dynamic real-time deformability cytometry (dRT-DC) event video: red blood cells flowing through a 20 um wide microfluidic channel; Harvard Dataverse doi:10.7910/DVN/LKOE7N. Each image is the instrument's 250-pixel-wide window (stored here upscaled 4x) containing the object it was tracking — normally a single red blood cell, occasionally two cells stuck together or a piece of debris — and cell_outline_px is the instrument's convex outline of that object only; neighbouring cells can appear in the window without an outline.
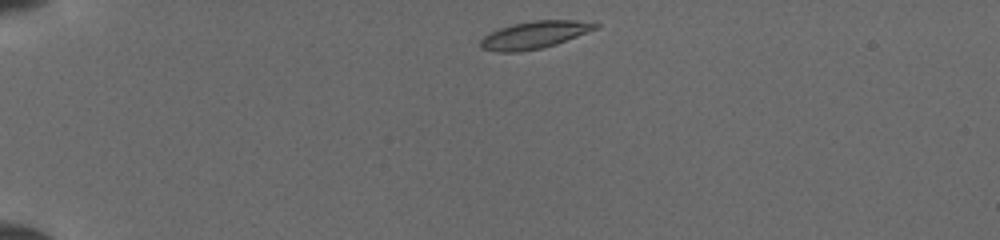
{"species": "common noctule bat (a hibernating species)", "species_latin": "Nyctalus noctula", "temperature_condition": "cold", "stored_images_in_passage": 28, "camera_frame_rate_fps": 3000, "um_per_image_px": 0.085, "animal": {"sex": "female", "body_mass_g": 19.5, "forearm_length_mm": 54.1}, "frame": {"image": 1, "passage_image": 1, "time_ms": 0.0, "image_size_px": [1000, 240], "cell_outline_px": [[600, 28], [556, 44], [540, 48], [516, 52], [500, 52], [480, 48], [480, 40], [488, 32], [512, 24], [532, 20], [576, 20], [600, 24]], "centroid_in_image_um": [45.43, 2.95], "position_along_channel_um": 39.6, "area_um2": 18.38}}
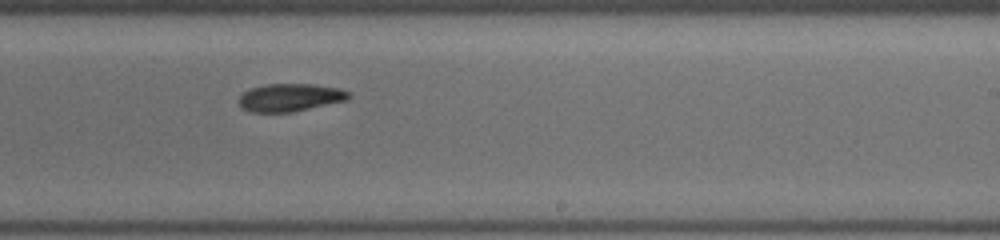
{"frame": {"image": 2, "passage_image": 13, "time_ms": 7.0, "image_size_px": [1000, 240], "cell_outline_px": [[352, 96], [344, 100], [292, 112], [252, 112], [244, 108], [240, 104], [240, 96], [244, 92], [252, 88], [264, 84], [312, 84], [340, 88], [352, 92]], "centroid_in_image_um": [24.69, 8.27], "position_along_channel_um": 264.3, "area_um2": 17.57}}
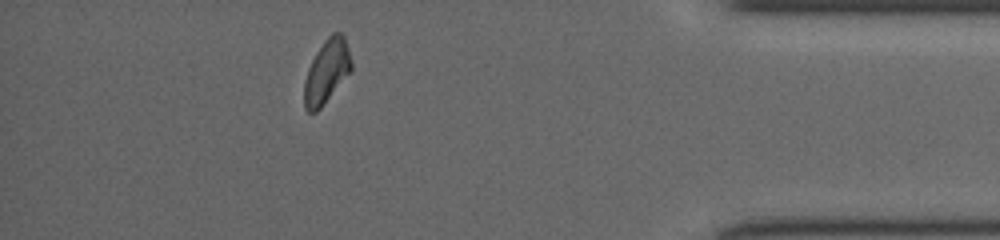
{"frame": {"image": 3, "passage_image": 24, "time_ms": 11.333, "image_size_px": [1000, 240], "cell_outline_px": [[352, 68], [320, 108], [316, 112], [308, 112], [304, 108], [304, 84], [308, 68], [316, 52], [324, 40], [332, 32], [340, 32], [344, 36], [348, 48], [352, 64]], "centroid_in_image_um": [27.75, 6.05], "position_along_channel_um": 407.5, "area_um2": 17.11}}